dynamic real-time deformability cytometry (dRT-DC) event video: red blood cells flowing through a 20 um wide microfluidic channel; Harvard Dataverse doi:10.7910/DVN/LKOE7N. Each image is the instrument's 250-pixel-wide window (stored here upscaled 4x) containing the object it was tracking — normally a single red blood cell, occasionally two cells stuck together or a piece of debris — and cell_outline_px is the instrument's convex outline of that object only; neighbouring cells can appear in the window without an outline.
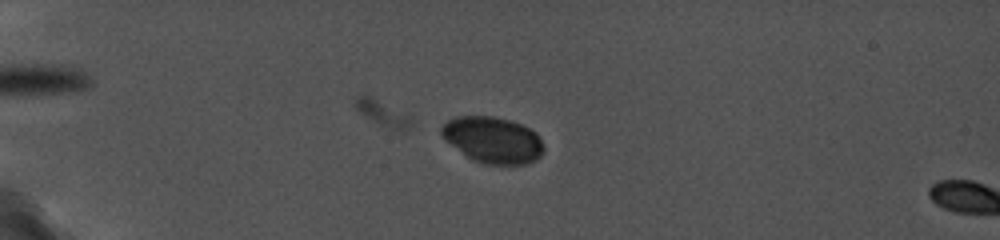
{"species": "common noctule bat (a hibernating species)", "species_latin": "Nyctalus noctula", "temperature_condition": "cold", "stored_images_in_passage": 13, "camera_frame_rate_fps": 5000, "um_per_image_px": 0.085, "animal": {"sex": "female", "body_mass_g": 19.0, "forearm_length_mm": 56.7}, "frame": {"image": 1, "passage_image": 11, "time_ms": 5.6, "image_size_px": [1000, 240], "cell_outline_px": [[544, 152], [536, 160], [528, 164], [484, 164], [472, 160], [444, 140], [440, 136], [440, 128], [448, 120], [456, 116], [492, 116], [508, 120], [520, 124], [536, 132], [544, 148]], "centroid_in_image_um": [41.86, 11.9], "position_along_channel_um": 43.1, "area_um2": 27.63}}